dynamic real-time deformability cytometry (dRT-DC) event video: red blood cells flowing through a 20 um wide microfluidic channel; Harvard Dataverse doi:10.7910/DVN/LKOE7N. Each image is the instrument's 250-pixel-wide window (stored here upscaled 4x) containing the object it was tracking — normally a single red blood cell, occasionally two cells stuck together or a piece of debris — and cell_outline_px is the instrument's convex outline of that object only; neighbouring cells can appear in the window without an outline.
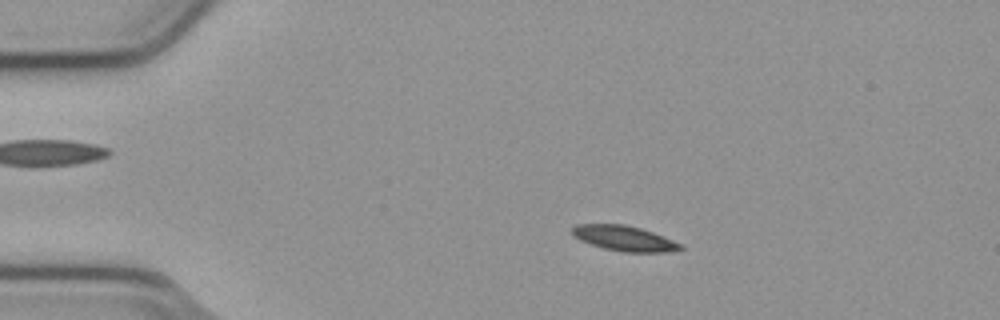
{"species": "common noctule bat (a hibernating species)", "species_latin": "Nyctalus noctula", "temperature_condition": "cold", "stored_images_in_passage": 55, "camera_frame_rate_fps": 3000, "um_per_image_px": 0.085, "animal": {"sex": "male", "body_mass_g": 23.1, "forearm_length_mm": 52.7}, "frame": {"image": 1, "passage_image": 11, "time_ms": 3.333, "image_size_px": [1000, 320], "cell_outline_px": [[684, 248], [668, 252], [624, 252], [604, 248], [580, 240], [572, 236], [572, 228], [576, 224], [624, 224], [640, 228], [664, 236], [684, 244]], "centroid_in_image_um": [53.09, 20.26], "position_along_channel_um": 31.9, "area_um2": 15.95}}
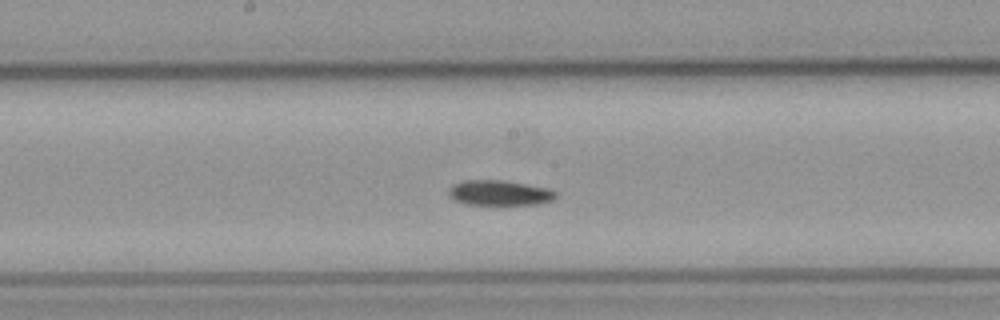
{"frame": {"image": 2, "passage_image": 29, "time_ms": 9.333, "image_size_px": [1000, 320], "cell_outline_px": [[556, 196], [552, 200], [540, 204], [464, 204], [448, 196], [448, 188], [452, 184], [464, 180], [504, 180], [552, 188], [556, 192]], "centroid_in_image_um": [42.46, 16.38], "position_along_channel_um": 205.7, "area_um2": 15.9}}
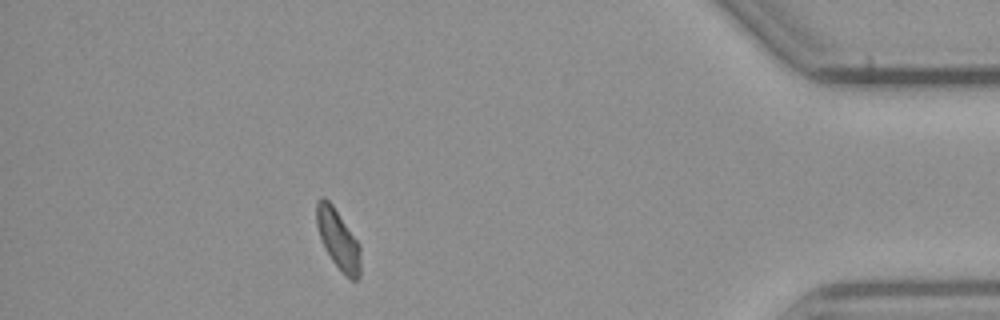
{"frame": {"image": 3, "passage_image": 49, "time_ms": 16.0, "image_size_px": [1000, 320], "cell_outline_px": [[360, 276], [356, 280], [352, 280], [332, 260], [324, 248], [316, 224], [316, 200], [320, 196], [324, 196], [332, 204], [360, 244]], "centroid_in_image_um": [28.72, 20.29], "position_along_channel_um": 406.5, "area_um2": 15.2}}